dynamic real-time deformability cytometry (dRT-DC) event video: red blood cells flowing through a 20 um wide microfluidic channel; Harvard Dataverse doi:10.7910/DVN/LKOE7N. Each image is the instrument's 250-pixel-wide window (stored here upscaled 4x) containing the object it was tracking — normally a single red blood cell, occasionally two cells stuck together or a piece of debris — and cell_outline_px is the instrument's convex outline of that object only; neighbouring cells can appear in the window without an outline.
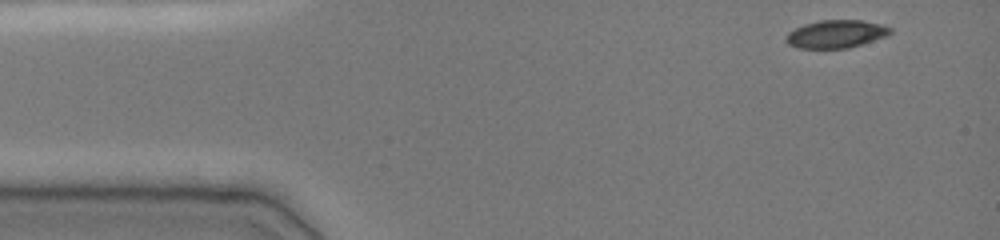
{"species": "common noctule bat (a hibernating species)", "species_latin": "Nyctalus noctula", "temperature_condition": "cold", "stored_images_in_passage": 14, "camera_frame_rate_fps": 3000, "um_per_image_px": 0.085, "animal": {"sex": "female", "body_mass_g": 19.0, "forearm_length_mm": 51.5}, "frame": {"image": 1, "passage_image": 1, "time_ms": 0.0, "image_size_px": [1000, 240], "cell_outline_px": [[892, 32], [888, 36], [848, 48], [796, 48], [788, 44], [784, 40], [784, 36], [788, 32], [804, 24], [820, 20], [860, 20], [880, 24], [892, 28]], "centroid_in_image_um": [71.04, 2.89], "position_along_channel_um": 14.0, "area_um2": 17.05}}
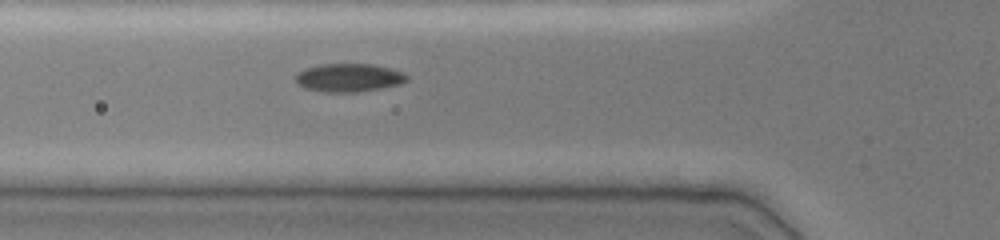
{"frame": {"image": 2, "passage_image": 12, "time_ms": 4.333, "image_size_px": [1000, 240], "cell_outline_px": [[408, 80], [400, 84], [380, 88], [356, 92], [324, 92], [304, 88], [296, 84], [292, 76], [308, 68], [320, 64], [372, 64], [388, 68], [400, 72], [408, 76]], "centroid_in_image_um": [29.59, 6.61], "position_along_channel_um": 96.2, "area_um2": 18.26}}
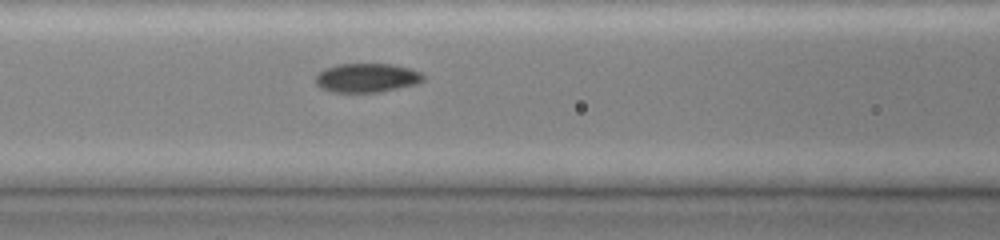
{"frame": {"image": 3, "passage_image": 14, "time_ms": 5.333, "image_size_px": [1000, 240], "cell_outline_px": [[424, 80], [416, 84], [380, 92], [332, 92], [320, 88], [316, 84], [316, 76], [324, 68], [336, 64], [392, 64], [408, 68], [420, 72], [424, 76]], "centroid_in_image_um": [31.16, 6.62], "position_along_channel_um": 135.4, "area_um2": 18.21}}